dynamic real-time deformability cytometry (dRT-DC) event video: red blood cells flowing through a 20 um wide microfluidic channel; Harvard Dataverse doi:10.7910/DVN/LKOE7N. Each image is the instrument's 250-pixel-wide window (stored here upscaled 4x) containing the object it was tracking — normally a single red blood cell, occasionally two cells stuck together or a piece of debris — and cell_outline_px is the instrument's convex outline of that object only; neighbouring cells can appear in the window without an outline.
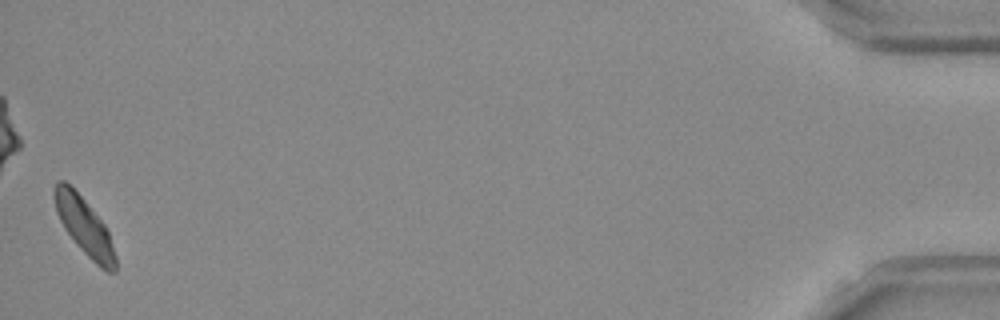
{"species": "Egyptian fruit bat (a non-hibernating species)", "species_latin": "Rousettus aegyptiacus", "temperature_condition": "room temperature", "stored_images_in_passage": 45, "camera_frame_rate_fps": 3000, "um_per_image_px": 0.085, "frame": {"image": 1, "passage_image": 45, "time_ms": 14.667, "image_size_px": [1000, 320], "cell_outline_px": [[116, 272], [108, 272], [100, 268], [76, 244], [64, 228], [56, 212], [52, 192], [52, 188], [60, 180], [64, 180], [84, 200], [104, 224], [108, 232], [116, 256]], "centroid_in_image_um": [7.15, 19.25], "position_along_channel_um": 428.0, "area_um2": 20.11}, "authors_computed_cell_mechanics": {"area_um2": 20.1722, "velocity_mm_per_s": 3.7701, "shape_relaxation_time_tau1_ms": 4.5645, "shape_relaxation_time_tau2_ms": 3.7848, "deformation_change_tau1": 0.1296, "deformation_change_tau2": 0.0748}}